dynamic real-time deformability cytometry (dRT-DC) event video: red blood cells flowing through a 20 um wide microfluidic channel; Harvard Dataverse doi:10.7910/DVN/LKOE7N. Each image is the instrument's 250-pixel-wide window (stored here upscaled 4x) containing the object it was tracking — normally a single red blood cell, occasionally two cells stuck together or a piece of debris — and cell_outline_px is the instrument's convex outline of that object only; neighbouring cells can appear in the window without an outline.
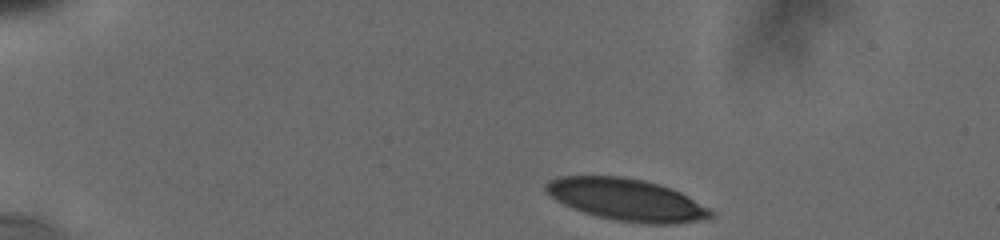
{"species": "human", "species_latin": "Homo sapiens", "temperature_condition": "cold", "stored_images_in_passage": 35, "camera_frame_rate_fps": 3000, "um_per_image_px": 0.085, "donor": {"sex": "male"}, "frame": {"image": 1, "passage_image": 1, "time_ms": 0.0, "image_size_px": [1000, 240], "cell_outline_px": [[716, 216], [708, 220], [676, 224], [644, 224], [616, 220], [596, 216], [572, 208], [556, 200], [544, 188], [544, 184], [548, 180], [556, 176], [620, 176], [644, 180], [672, 188], [688, 196], [716, 212]], "centroid_in_image_um": [53.32, 16.98], "position_along_channel_um": 31.7, "area_um2": 40.81}}
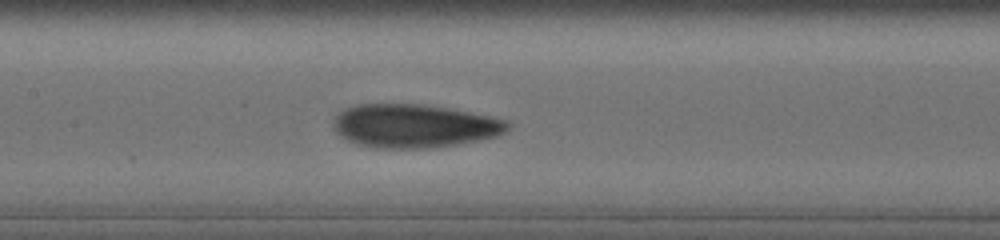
{"frame": {"image": 2, "passage_image": 16, "time_ms": 6.0, "image_size_px": [1000, 240], "cell_outline_px": [[512, 124], [500, 136], [480, 140], [456, 144], [424, 148], [376, 148], [356, 144], [340, 136], [332, 128], [332, 120], [344, 108], [356, 104], [416, 104], [448, 108], [508, 120]], "centroid_in_image_um": [35.18, 10.7], "position_along_channel_um": 172.2, "area_um2": 44.22}}
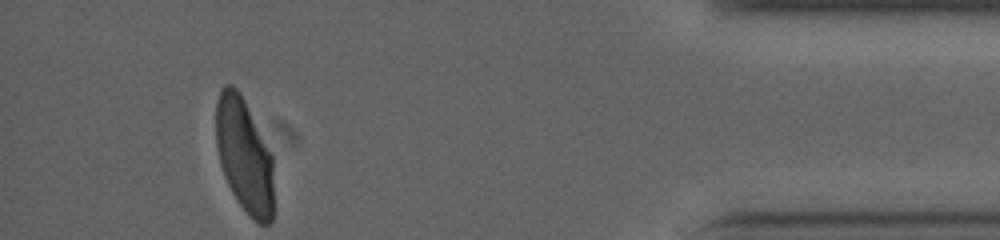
{"frame": {"image": 3, "passage_image": 35, "time_ms": 13.667, "image_size_px": [1000, 240], "cell_outline_px": [[272, 220], [268, 224], [260, 224], [236, 200], [224, 176], [220, 164], [216, 144], [216, 100], [220, 88], [224, 84], [232, 84], [240, 92], [272, 156]], "centroid_in_image_um": [20.72, 13.16], "position_along_channel_um": 414.5, "area_um2": 37.97}, "authors_computed_cell_mechanics": {"area_um2": 42.9454, "velocity_mm_per_s": 3.7841, "shape_relaxation_time_tau1_ms": 5.995, "shape_relaxation_time_tau2_ms": 1.4683, "deformation_change_tau1": 0.1981, "deformation_change_tau2": 0.0721}}